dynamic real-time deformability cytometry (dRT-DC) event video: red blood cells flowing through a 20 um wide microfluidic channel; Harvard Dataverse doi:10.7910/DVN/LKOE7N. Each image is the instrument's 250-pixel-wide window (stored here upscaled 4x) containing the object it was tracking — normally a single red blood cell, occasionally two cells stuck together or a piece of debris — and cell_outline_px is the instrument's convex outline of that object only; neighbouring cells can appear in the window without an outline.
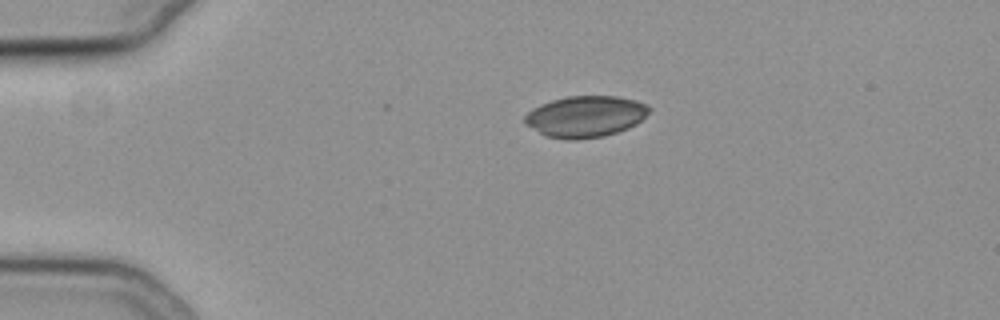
{"species": "common noctule bat (a hibernating species)", "species_latin": "Nyctalus noctula", "temperature_condition": "cold", "stored_images_in_passage": 37, "camera_frame_rate_fps": 3000, "um_per_image_px": 0.085, "animal": {"sex": "female", "body_mass_g": 19.3, "forearm_length_mm": 54.1}, "frame": {"image": 1, "passage_image": 1, "time_ms": 0.0, "image_size_px": [1000, 320], "cell_outline_px": [[652, 108], [636, 124], [628, 128], [604, 136], [576, 140], [572, 140], [548, 136], [524, 124], [524, 116], [532, 108], [540, 104], [552, 100], [568, 96], [616, 96], [636, 100]], "centroid_in_image_um": [49.75, 9.89], "position_along_channel_um": 35.3, "area_um2": 29.77}}
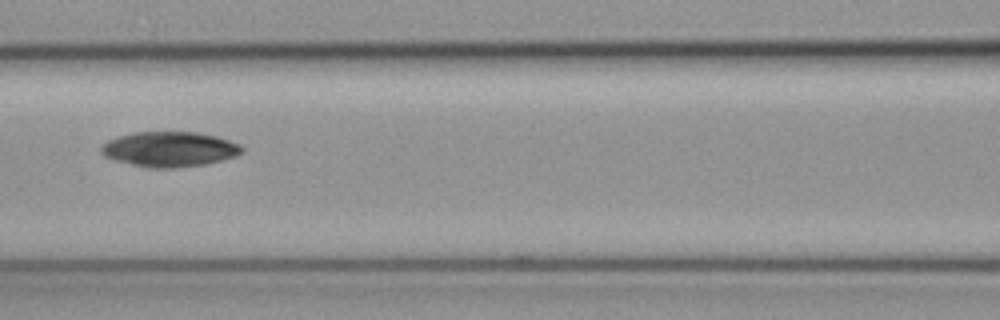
{"frame": {"image": 2, "passage_image": 14, "time_ms": 4.333, "image_size_px": [1000, 320], "cell_outline_px": [[244, 148], [236, 156], [204, 164], [176, 168], [148, 168], [112, 160], [104, 156], [100, 152], [100, 148], [108, 140], [120, 136], [136, 132], [200, 132], [216, 136], [240, 144]], "centroid_in_image_um": [14.38, 12.69], "position_along_channel_um": 152.2, "area_um2": 28.78}}
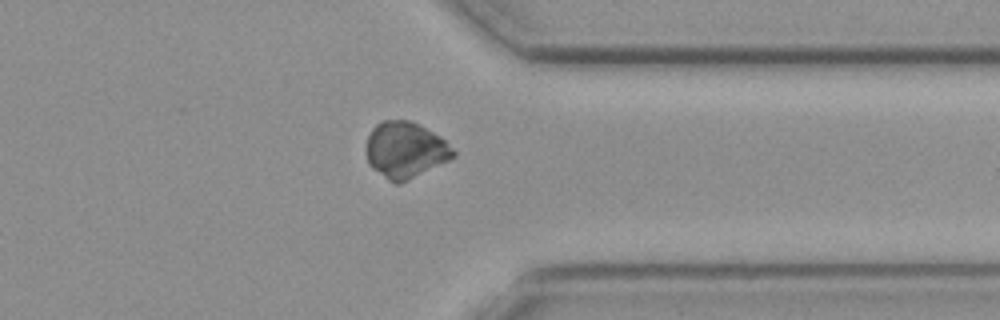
{"frame": {"image": 3, "passage_image": 32, "time_ms": 10.333, "image_size_px": [1000, 320], "cell_outline_px": [[456, 156], [400, 184], [396, 184], [388, 180], [372, 168], [368, 164], [364, 148], [368, 136], [372, 128], [380, 120], [412, 120], [420, 124], [440, 136], [456, 152]], "centroid_in_image_um": [34.41, 12.73], "position_along_channel_um": 377.0, "area_um2": 28.73}}